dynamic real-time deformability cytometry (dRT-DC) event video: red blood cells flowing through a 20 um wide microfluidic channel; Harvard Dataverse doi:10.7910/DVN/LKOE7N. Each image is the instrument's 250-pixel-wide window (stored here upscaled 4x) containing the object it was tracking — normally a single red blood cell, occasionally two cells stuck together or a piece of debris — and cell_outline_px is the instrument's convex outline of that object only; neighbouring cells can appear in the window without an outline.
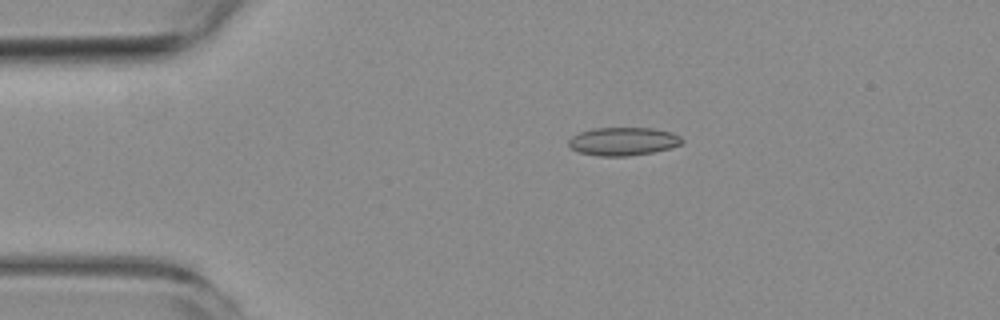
{"species": "common noctule bat (a hibernating species)", "species_latin": "Nyctalus noctula", "temperature_condition": "room temperature", "stored_images_in_passage": 6, "camera_frame_rate_fps": 3000, "um_per_image_px": 0.085, "animal": {"sex": "female", "body_mass_g": 19.3, "forearm_length_mm": 54.1}, "frame": {"image": 1, "passage_image": 3, "time_ms": 2.667, "image_size_px": [1000, 320], "cell_outline_px": [[684, 140], [680, 144], [668, 148], [652, 152], [628, 156], [596, 156], [580, 152], [572, 148], [568, 144], [568, 140], [572, 136], [580, 132], [596, 128], [652, 128], [672, 132], [680, 136]], "centroid_in_image_um": [52.96, 12.01], "position_along_channel_um": 32.0, "area_um2": 18.5}}
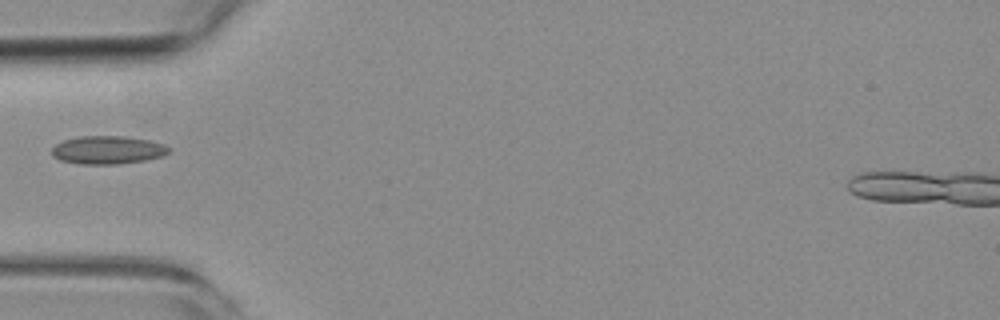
{"frame": {"image": 2, "passage_image": 5, "time_ms": 5.0, "image_size_px": [1000, 320], "cell_outline_px": [[168, 152], [164, 156], [144, 160], [120, 164], [80, 164], [60, 160], [52, 156], [52, 148], [56, 144], [64, 140], [80, 136], [124, 136], [152, 140], [164, 144], [168, 148]], "centroid_in_image_um": [9.15, 12.74], "position_along_channel_um": 75.8, "area_um2": 19.25}}
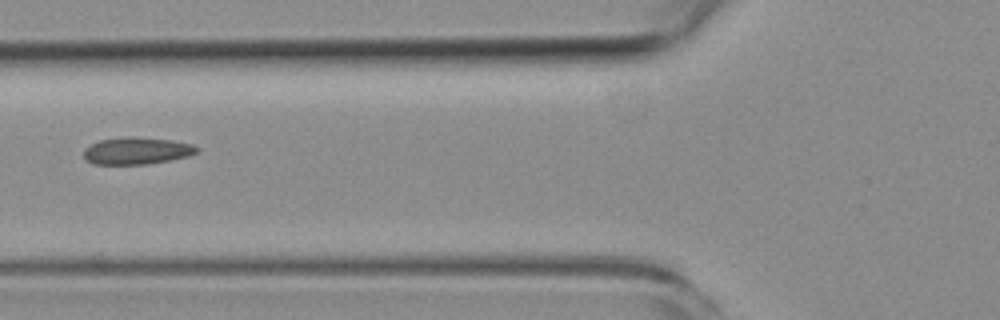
{"frame": {"image": 3, "passage_image": 6, "time_ms": 6.0, "image_size_px": [1000, 320], "cell_outline_px": [[200, 148], [196, 152], [188, 156], [148, 164], [92, 164], [84, 160], [84, 148], [100, 140], [128, 136], [136, 136], [172, 140], [192, 144]], "centroid_in_image_um": [11.6, 12.81], "position_along_channel_um": 114.2, "area_um2": 17.92}}